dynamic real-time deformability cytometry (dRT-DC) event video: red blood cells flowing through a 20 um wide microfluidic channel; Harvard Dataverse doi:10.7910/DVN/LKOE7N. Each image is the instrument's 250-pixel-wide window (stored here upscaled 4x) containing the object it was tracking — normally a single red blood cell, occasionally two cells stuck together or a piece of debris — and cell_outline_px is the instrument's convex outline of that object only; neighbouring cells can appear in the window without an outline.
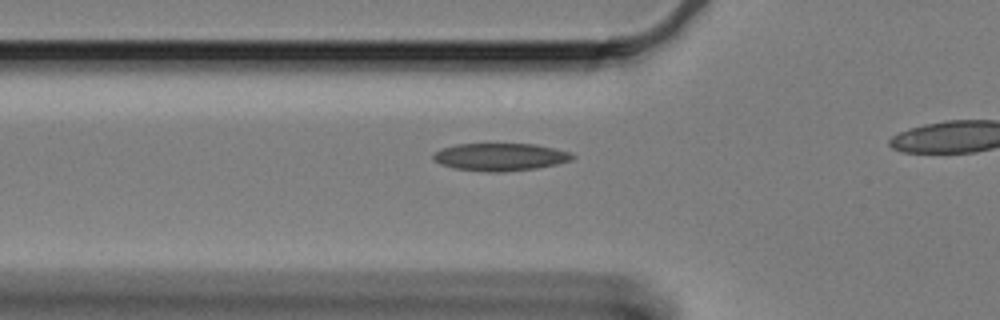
{"species": "Egyptian fruit bat (a non-hibernating species)", "species_latin": "Rousettus aegyptiacus", "temperature_condition": "cold", "stored_images_in_passage": 21, "camera_frame_rate_fps": 3000, "um_per_image_px": 0.085, "animal": {"sex": "female"}, "frame": {"image": 1, "passage_image": 15, "time_ms": 4.667, "image_size_px": [1000, 320], "cell_outline_px": [[576, 156], [572, 160], [556, 164], [536, 168], [500, 172], [488, 172], [456, 168], [440, 164], [432, 160], [432, 156], [440, 148], [456, 144], [536, 144], [568, 152]], "centroid_in_image_um": [42.48, 13.34], "position_along_channel_um": 83.3, "area_um2": 22.25}}
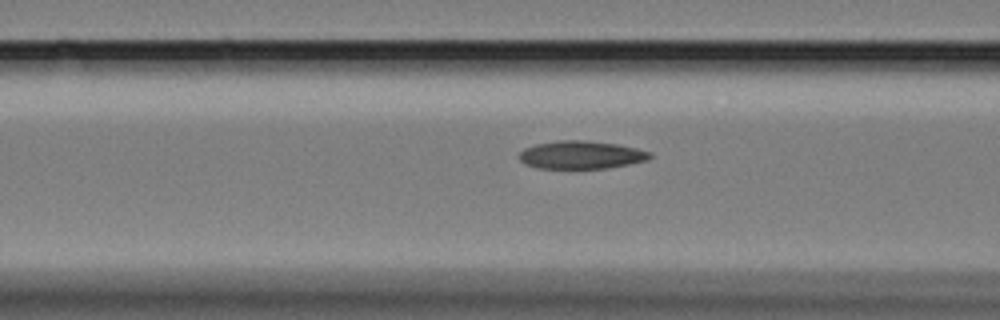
{"frame": {"image": 2, "passage_image": 18, "time_ms": 5.667, "image_size_px": [1000, 320], "cell_outline_px": [[652, 156], [648, 160], [608, 168], [536, 168], [520, 160], [520, 152], [524, 148], [536, 144], [556, 140], [584, 140], [616, 144], [636, 148], [652, 152]], "centroid_in_image_um": [49.42, 13.16], "position_along_channel_um": 117.2, "area_um2": 21.21}}